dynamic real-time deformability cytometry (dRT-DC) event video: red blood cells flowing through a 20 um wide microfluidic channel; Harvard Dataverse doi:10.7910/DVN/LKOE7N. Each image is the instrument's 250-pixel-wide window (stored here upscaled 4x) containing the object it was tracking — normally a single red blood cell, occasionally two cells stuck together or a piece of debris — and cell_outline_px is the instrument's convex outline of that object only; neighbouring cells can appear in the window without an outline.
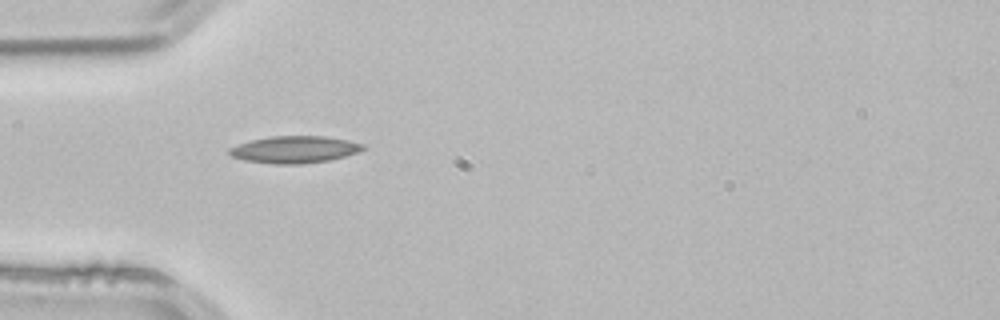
{"species": "common noctule bat (a hibernating species)", "species_latin": "Nyctalus noctula", "temperature_condition": "room temperature", "stored_images_in_passage": 1, "camera_frame_rate_fps": 3000, "um_per_image_px": 0.085, "animal": {"sex": "male", "body_mass_g": 21.5, "forearm_length_mm": 52.0}, "frame": {"image": 1, "passage_image": 1, "time_ms": 0.0, "image_size_px": [1000, 320], "cell_outline_px": [[364, 148], [356, 152], [344, 156], [328, 160], [300, 164], [272, 164], [244, 160], [232, 156], [228, 152], [228, 148], [252, 140], [272, 136], [324, 136], [348, 140], [364, 144]], "centroid_in_image_um": [25.01, 12.71], "position_along_channel_um": 60.0, "area_um2": 20.81}}